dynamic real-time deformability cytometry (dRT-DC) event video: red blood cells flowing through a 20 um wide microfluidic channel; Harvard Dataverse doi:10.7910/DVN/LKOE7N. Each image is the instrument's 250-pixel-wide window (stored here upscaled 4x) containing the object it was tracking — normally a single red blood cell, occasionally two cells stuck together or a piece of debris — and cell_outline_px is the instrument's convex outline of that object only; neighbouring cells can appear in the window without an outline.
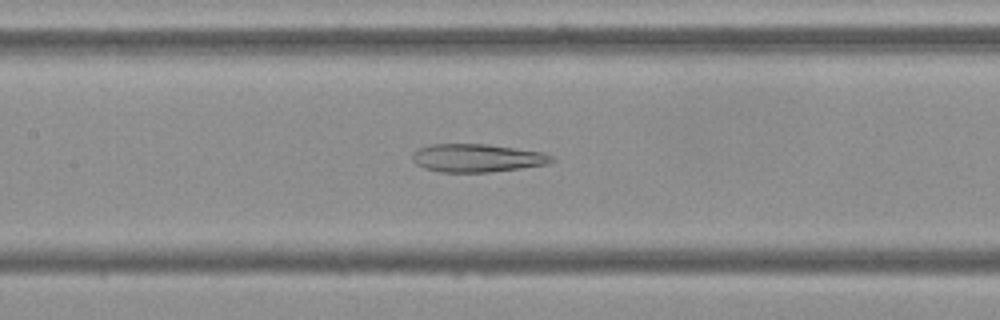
{"species": "Egyptian fruit bat (a non-hibernating species)", "species_latin": "Rousettus aegyptiacus", "temperature_condition": "cold", "stored_images_in_passage": 49, "camera_frame_rate_fps": 3000, "um_per_image_px": 0.085, "frame": {"image": 1, "passage_image": 20, "time_ms": 6.333, "image_size_px": [1000, 320], "cell_outline_px": [[556, 160], [548, 164], [520, 168], [488, 172], [440, 172], [424, 168], [416, 164], [412, 160], [412, 152], [428, 144], [484, 144], [540, 152], [552, 156]], "centroid_in_image_um": [40.5, 13.43], "position_along_channel_um": 166.9, "area_um2": 22.66}}
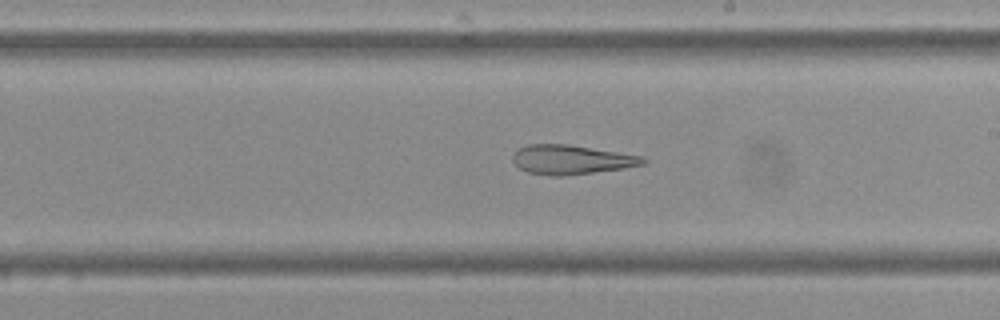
{"frame": {"image": 2, "passage_image": 26, "time_ms": 8.333, "image_size_px": [1000, 320], "cell_outline_px": [[648, 160], [644, 164], [624, 168], [564, 176], [552, 176], [528, 172], [520, 168], [512, 160], [512, 156], [520, 148], [528, 144], [568, 144], [644, 156]], "centroid_in_image_um": [48.59, 13.57], "position_along_channel_um": 240.4, "area_um2": 22.2}}
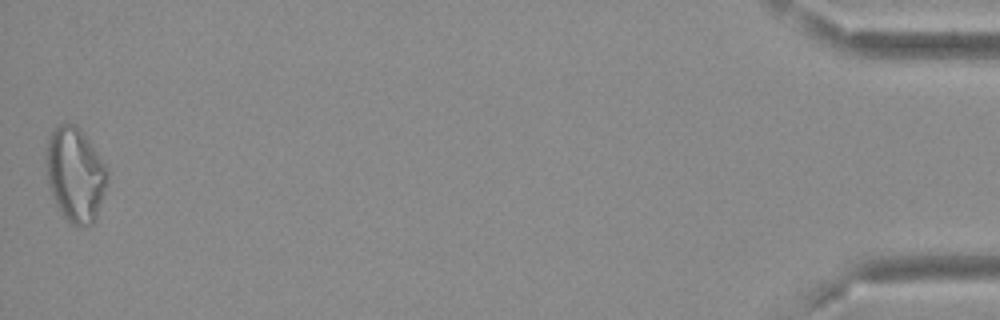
{"frame": {"image": 3, "passage_image": 49, "time_ms": 16.0, "image_size_px": [1000, 320], "cell_outline_px": [[108, 180], [96, 220], [92, 224], [80, 228], [72, 224], [64, 216], [56, 204], [48, 184], [48, 136], [60, 124], [76, 124], [80, 128], [108, 168]], "centroid_in_image_um": [6.44, 14.87], "position_along_channel_um": 428.8, "area_um2": 33.29}, "authors_computed_cell_mechanics": {"area_um2": 27.5706, "velocity_mm_per_s": 3.6895, "shape_relaxation_time_tau1_ms": null, "shape_relaxation_time_tau2_ms": 5.2503, "deformation_change_tau1": null, "deformation_change_tau2": 0.1582}}